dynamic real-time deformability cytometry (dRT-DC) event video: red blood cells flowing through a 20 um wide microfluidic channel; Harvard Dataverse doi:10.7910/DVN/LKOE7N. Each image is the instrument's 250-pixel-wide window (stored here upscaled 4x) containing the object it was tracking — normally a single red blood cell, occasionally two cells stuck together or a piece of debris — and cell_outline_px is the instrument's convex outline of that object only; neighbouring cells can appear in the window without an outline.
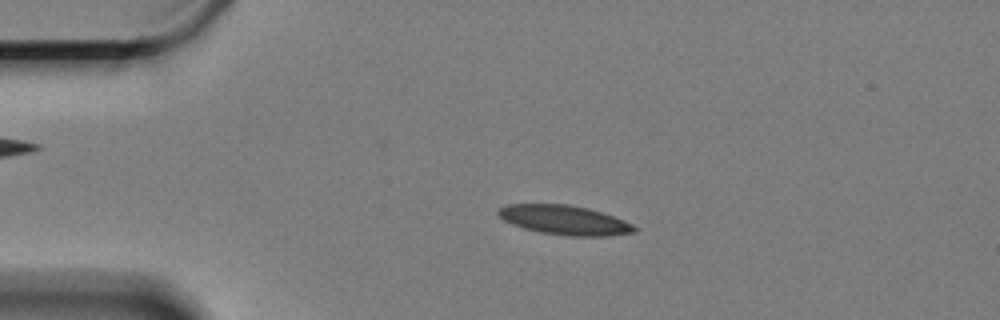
{"species": "Egyptian fruit bat (a non-hibernating species)", "species_latin": "Rousettus aegyptiacus", "temperature_condition": "cold", "stored_images_in_passage": 59, "camera_frame_rate_fps": 3000, "um_per_image_px": 0.085, "animal": {"sex": "female"}, "frame": {"image": 1, "passage_image": 12, "time_ms": 3.667, "image_size_px": [1000, 320], "cell_outline_px": [[640, 228], [636, 232], [608, 236], [568, 236], [540, 232], [524, 228], [512, 224], [504, 220], [496, 212], [500, 208], [508, 204], [568, 204], [588, 208], [624, 220]], "centroid_in_image_um": [48.01, 18.71], "position_along_channel_um": 37.0, "area_um2": 23.29}}
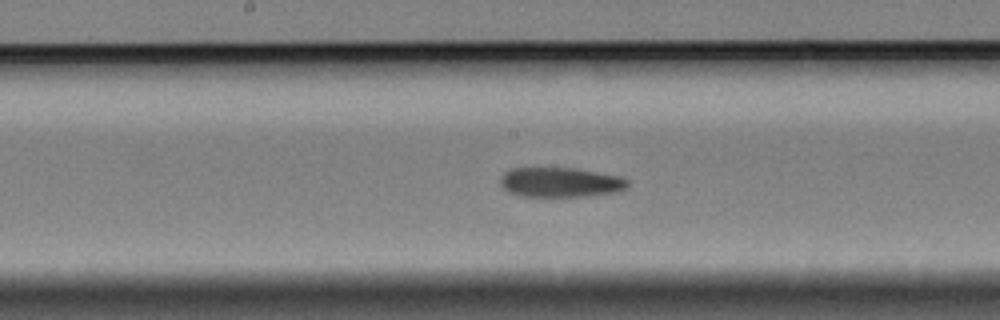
{"frame": {"image": 2, "passage_image": 30, "time_ms": 9.667, "image_size_px": [1000, 320], "cell_outline_px": [[628, 188], [620, 192], [588, 196], [544, 200], [516, 196], [508, 192], [500, 184], [500, 176], [504, 172], [512, 168], [576, 168], [620, 176], [628, 180]], "centroid_in_image_um": [47.6, 15.55], "position_along_channel_um": 200.6, "area_um2": 23.41}}
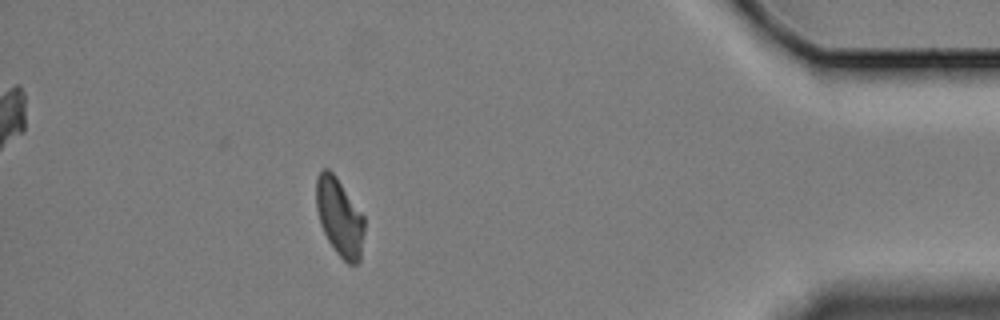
{"frame": {"image": 3, "passage_image": 53, "time_ms": 17.333, "image_size_px": [1000, 320], "cell_outline_px": [[364, 232], [360, 260], [356, 264], [348, 264], [336, 252], [328, 240], [320, 224], [316, 208], [316, 176], [324, 168], [328, 168], [336, 176], [364, 216]], "centroid_in_image_um": [28.85, 18.45], "position_along_channel_um": 406.3, "area_um2": 21.79}, "authors_computed_cell_mechanics": {"area_um2": 23.0622, "velocity_mm_per_s": 3.2818, "shape_relaxation_time_tau1_ms": null, "shape_relaxation_time_tau2_ms": 9.7509, "deformation_change_tau1": null, "deformation_change_tau2": 0.1681}}